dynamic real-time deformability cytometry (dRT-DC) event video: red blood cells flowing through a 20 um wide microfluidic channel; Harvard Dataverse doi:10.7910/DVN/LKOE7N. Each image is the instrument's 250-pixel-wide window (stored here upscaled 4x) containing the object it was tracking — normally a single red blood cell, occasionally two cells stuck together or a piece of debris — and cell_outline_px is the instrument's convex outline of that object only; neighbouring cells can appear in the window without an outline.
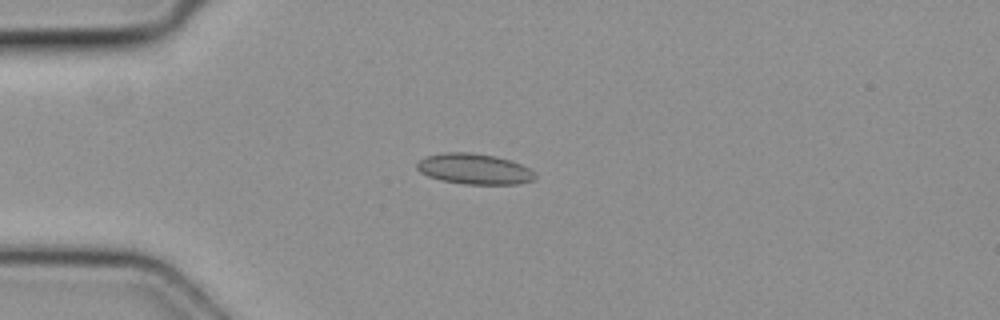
{"species": "common noctule bat (a hibernating species)", "species_latin": "Nyctalus noctula", "temperature_condition": "cold", "stored_images_in_passage": 5, "camera_frame_rate_fps": 3000, "um_per_image_px": 0.085, "animal": {"sex": "female", "body_mass_g": 19.3, "forearm_length_mm": 54.1}, "frame": {"image": 1, "passage_image": 3, "time_ms": 0.667, "image_size_px": [1000, 320], "cell_outline_px": [[536, 180], [520, 184], [464, 184], [440, 180], [428, 176], [420, 172], [416, 168], [416, 164], [420, 160], [428, 156], [444, 152], [468, 152], [496, 156], [520, 164], [528, 168], [536, 176]], "centroid_in_image_um": [40.31, 14.37], "position_along_channel_um": 44.7, "area_um2": 21.04}}
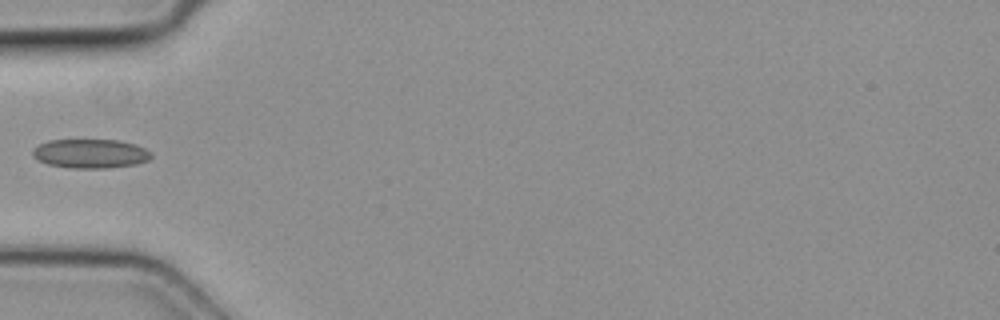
{"frame": {"image": 2, "passage_image": 4, "time_ms": 1.0, "image_size_px": [1000, 320], "cell_outline_px": [[152, 156], [148, 160], [136, 164], [108, 168], [68, 168], [48, 164], [36, 160], [32, 156], [32, 148], [48, 140], [120, 140], [136, 144], [152, 152]], "centroid_in_image_um": [7.67, 13.06], "position_along_channel_um": 77.3, "area_um2": 20.35}}